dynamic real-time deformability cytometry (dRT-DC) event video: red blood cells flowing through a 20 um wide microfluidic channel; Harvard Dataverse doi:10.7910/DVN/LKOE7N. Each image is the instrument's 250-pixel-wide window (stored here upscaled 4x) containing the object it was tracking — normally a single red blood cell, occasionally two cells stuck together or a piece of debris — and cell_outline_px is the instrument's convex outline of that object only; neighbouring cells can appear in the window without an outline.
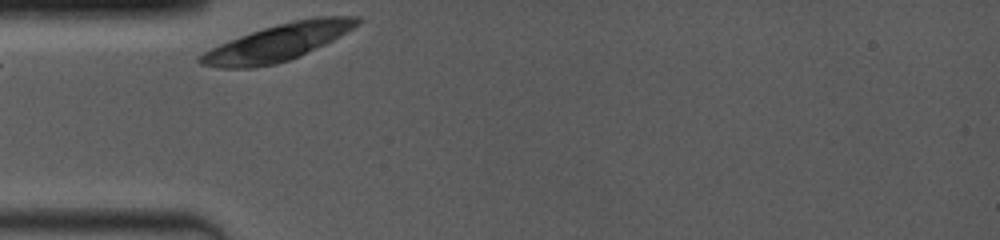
{"species": "common noctule bat (a hibernating species)", "species_latin": "Nyctalus noctula", "temperature_condition": "room temperature", "stored_images_in_passage": 21, "camera_frame_rate_fps": 4000, "um_per_image_px": 0.085, "animal": {"sex": "female", "body_mass_g": 19.0, "forearm_length_mm": 53.3}, "frame": {"image": 1, "passage_image": 1, "time_ms": 0.0, "image_size_px": [1000, 240], "cell_outline_px": [[360, 20], [352, 28], [340, 36], [324, 44], [288, 60], [276, 64], [252, 68], [220, 68], [200, 64], [196, 60], [196, 56], [220, 44], [240, 36], [264, 28], [292, 20], [316, 16], [360, 16]], "centroid_in_image_um": [23.57, 3.61], "position_along_channel_um": 61.4, "area_um2": 33.12}}